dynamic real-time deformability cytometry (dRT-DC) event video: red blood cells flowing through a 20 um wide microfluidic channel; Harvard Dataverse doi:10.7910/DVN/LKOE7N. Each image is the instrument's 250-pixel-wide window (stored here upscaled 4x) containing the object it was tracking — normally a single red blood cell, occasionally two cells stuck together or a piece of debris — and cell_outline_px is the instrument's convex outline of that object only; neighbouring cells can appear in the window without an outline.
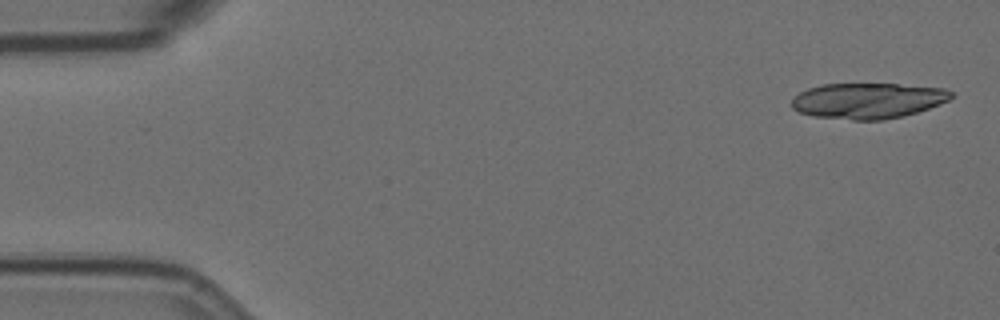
{"species": "Egyptian fruit bat (a non-hibernating species)", "species_latin": "Rousettus aegyptiacus", "temperature_condition": "room temperature", "stored_images_in_passage": 7, "segment_of_instrument_passage": [1, 2], "camera_frame_rate_fps": 3000, "um_per_image_px": 0.085, "animal": {"sex": "female"}, "frame": {"image": 1, "passage_image": 1, "time_ms": 0.0, "image_size_px": [1000, 320], "cell_outline_px": [[952, 96], [948, 100], [940, 104], [916, 112], [884, 120], [852, 120], [812, 116], [800, 112], [792, 108], [792, 100], [800, 92], [808, 88], [820, 84], [896, 84], [944, 88], [952, 92]], "centroid_in_image_um": [73.74, 8.56], "position_along_channel_um": 11.3, "area_um2": 33.0}}